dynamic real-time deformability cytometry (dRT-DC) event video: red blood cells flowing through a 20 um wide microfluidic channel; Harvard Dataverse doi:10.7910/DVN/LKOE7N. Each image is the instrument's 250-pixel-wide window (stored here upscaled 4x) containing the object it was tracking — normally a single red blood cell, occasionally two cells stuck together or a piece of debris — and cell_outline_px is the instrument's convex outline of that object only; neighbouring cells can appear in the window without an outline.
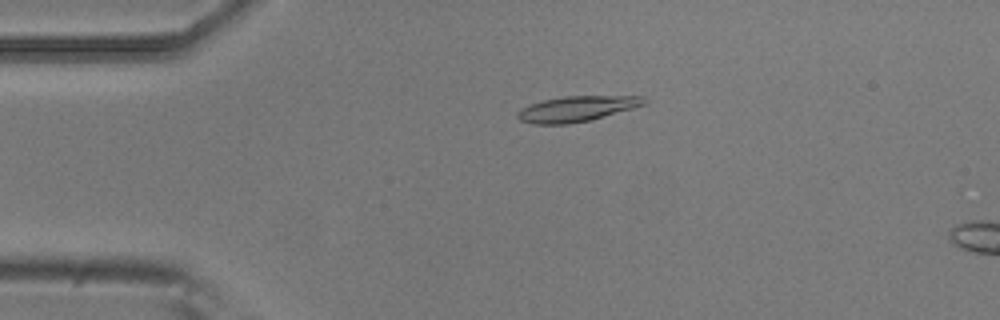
{"species": "common noctule bat (a hibernating species)", "species_latin": "Nyctalus noctula", "temperature_condition": "room temperature", "stored_images_in_passage": 5, "camera_frame_rate_fps": 3000, "um_per_image_px": 0.085, "animal": {"sex": "male", "body_mass_g": 20.5, "forearm_length_mm": 52.5}, "frame": {"image": 1, "passage_image": 3, "time_ms": 0.667, "image_size_px": [1000, 320], "cell_outline_px": [[648, 100], [644, 104], [632, 108], [592, 120], [568, 124], [532, 124], [520, 120], [516, 116], [516, 112], [520, 108], [544, 100], [564, 96], [644, 96]], "centroid_in_image_um": [49.0, 9.25], "position_along_channel_um": 36.0, "area_um2": 18.79}}